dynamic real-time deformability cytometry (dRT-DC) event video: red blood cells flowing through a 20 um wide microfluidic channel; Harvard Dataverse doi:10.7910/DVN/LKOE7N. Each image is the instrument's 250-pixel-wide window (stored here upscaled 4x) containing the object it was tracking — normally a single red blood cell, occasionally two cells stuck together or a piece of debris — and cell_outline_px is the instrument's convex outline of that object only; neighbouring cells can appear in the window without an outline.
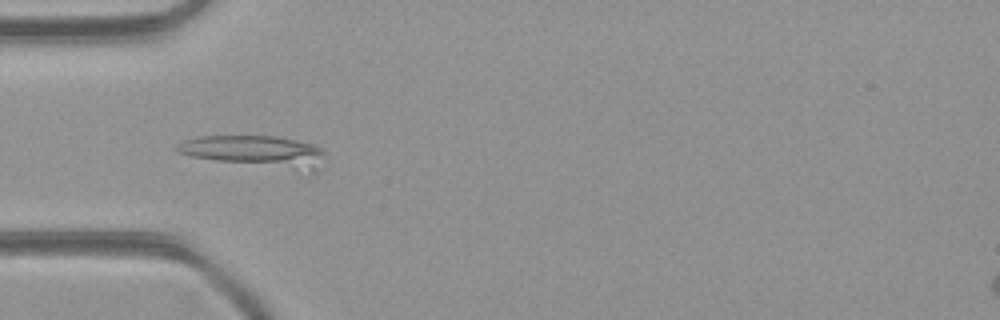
{"species": "common noctule bat (a hibernating species)", "species_latin": "Nyctalus noctula", "temperature_condition": "room temperature", "stored_images_in_passage": 47, "camera_frame_rate_fps": 3000, "um_per_image_px": 0.085, "animal": {"sex": "female", "body_mass_g": 21.9}, "frame": {"image": 1, "passage_image": 14, "time_ms": 4.333, "image_size_px": [1000, 320], "cell_outline_px": [[324, 152], [316, 172], [312, 172], [216, 160], [192, 156], [180, 152], [176, 148], [176, 144], [184, 140], [200, 136], [276, 136], [296, 140], [312, 144], [320, 148]], "centroid_in_image_um": [21.72, 12.85], "position_along_channel_um": 63.3, "area_um2": 26.59}}